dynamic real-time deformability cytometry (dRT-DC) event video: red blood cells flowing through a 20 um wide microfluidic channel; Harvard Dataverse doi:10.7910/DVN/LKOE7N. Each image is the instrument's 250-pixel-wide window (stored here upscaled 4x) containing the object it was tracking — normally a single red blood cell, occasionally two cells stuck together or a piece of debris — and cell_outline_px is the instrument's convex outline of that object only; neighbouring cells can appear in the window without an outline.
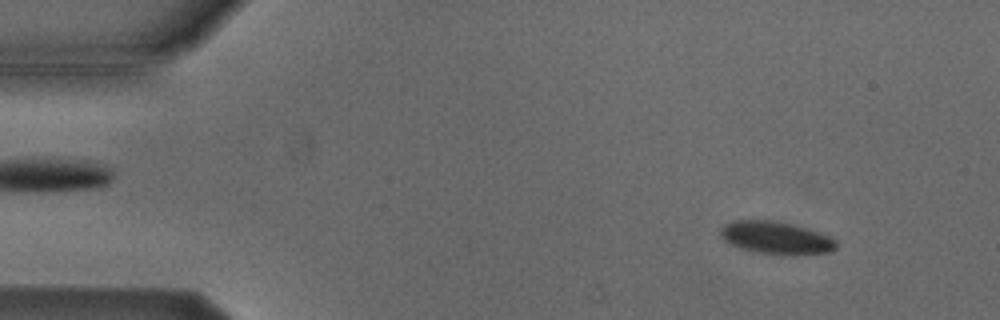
{"species": "Egyptian fruit bat (a non-hibernating species)", "species_latin": "Rousettus aegyptiacus", "temperature_condition": "cold", "stored_images_in_passage": 53, "camera_frame_rate_fps": 3000, "um_per_image_px": 0.085, "animal": {"sex": "male"}, "frame": {"image": 1, "passage_image": 5, "time_ms": 1.333, "image_size_px": [1000, 320], "cell_outline_px": [[836, 248], [832, 252], [796, 256], [780, 256], [756, 252], [740, 248], [724, 240], [720, 236], [720, 228], [724, 224], [732, 220], [772, 220], [792, 224], [820, 232], [832, 236], [836, 240]], "centroid_in_image_um": [66.0, 20.23], "position_along_channel_um": 19.0, "area_um2": 22.6}}
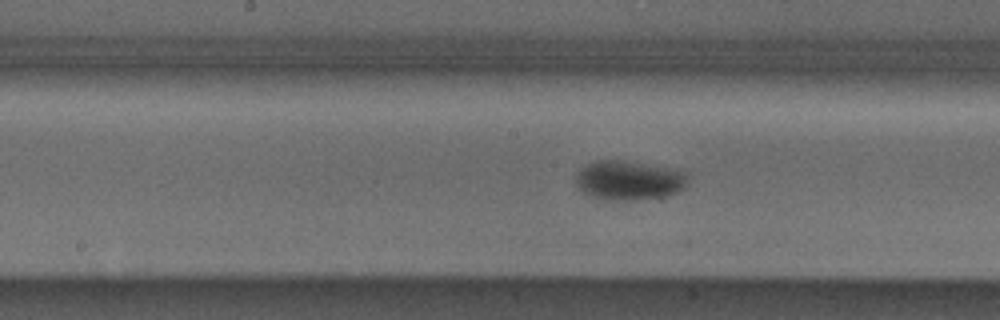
{"frame": {"image": 2, "passage_image": 26, "time_ms": 8.333, "image_size_px": [1000, 320], "cell_outline_px": [[688, 172], [684, 188], [680, 192], [668, 196], [632, 200], [604, 200], [592, 196], [584, 192], [576, 184], [576, 172], [580, 168], [596, 160], [616, 160]], "centroid_in_image_um": [53.43, 15.35], "position_along_channel_um": 194.8, "area_um2": 25.37}}
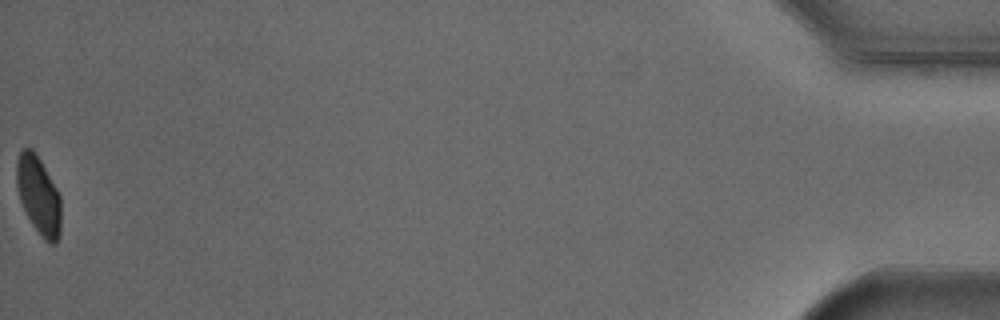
{"frame": {"image": 3, "passage_image": 53, "time_ms": 17.333, "image_size_px": [1000, 320], "cell_outline_px": [[60, 236], [56, 244], [52, 244], [44, 240], [32, 224], [20, 200], [16, 184], [16, 164], [20, 152], [24, 148], [32, 148], [40, 160], [56, 188], [60, 196]], "centroid_in_image_um": [3.28, 16.62], "position_along_channel_um": 431.9, "area_um2": 20.0}, "authors_computed_cell_mechanics": {"area_um2": 22.8888, "velocity_mm_per_s": 3.8054, "shape_relaxation_time_tau1_ms": 2.7279, "shape_relaxation_time_tau2_ms": null, "deformation_change_tau1": 0.0951, "deformation_change_tau2": null}}